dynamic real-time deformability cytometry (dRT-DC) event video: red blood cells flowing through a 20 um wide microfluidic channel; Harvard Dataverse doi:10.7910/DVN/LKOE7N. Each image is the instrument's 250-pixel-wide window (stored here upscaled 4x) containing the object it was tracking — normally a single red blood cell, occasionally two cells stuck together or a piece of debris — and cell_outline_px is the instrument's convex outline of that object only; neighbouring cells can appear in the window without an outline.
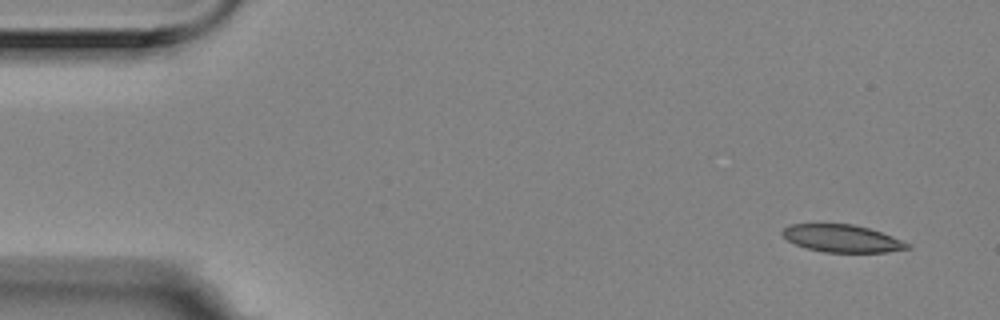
{"species": "Egyptian fruit bat (a non-hibernating species)", "species_latin": "Rousettus aegyptiacus", "temperature_condition": "room temperature", "stored_images_in_passage": 7, "camera_frame_rate_fps": 3000, "um_per_image_px": 0.085, "animal": {"sex": "female"}, "frame": {"image": 1, "passage_image": 1, "time_ms": 0.0, "image_size_px": [1000, 320], "cell_outline_px": [[912, 248], [888, 252], [824, 252], [804, 248], [788, 240], [780, 232], [784, 228], [792, 224], [852, 224], [868, 228], [892, 236], [912, 244]], "centroid_in_image_um": [71.6, 20.28], "position_along_channel_um": 13.4, "area_um2": 20.0}}
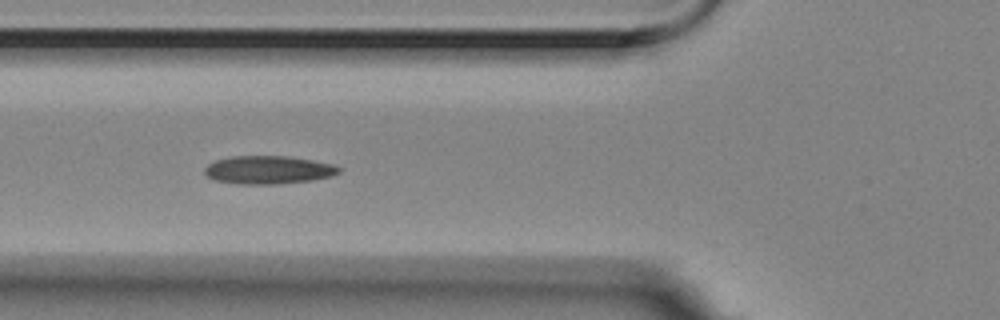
{"frame": {"image": 2, "passage_image": 6, "time_ms": 1.667, "image_size_px": [1000, 320], "cell_outline_px": [[340, 172], [332, 176], [312, 180], [276, 184], [236, 184], [216, 180], [208, 176], [204, 172], [204, 168], [208, 164], [216, 160], [232, 156], [288, 156], [312, 160], [332, 164], [340, 168]], "centroid_in_image_um": [22.8, 14.44], "position_along_channel_um": 103.0, "area_um2": 21.96}}
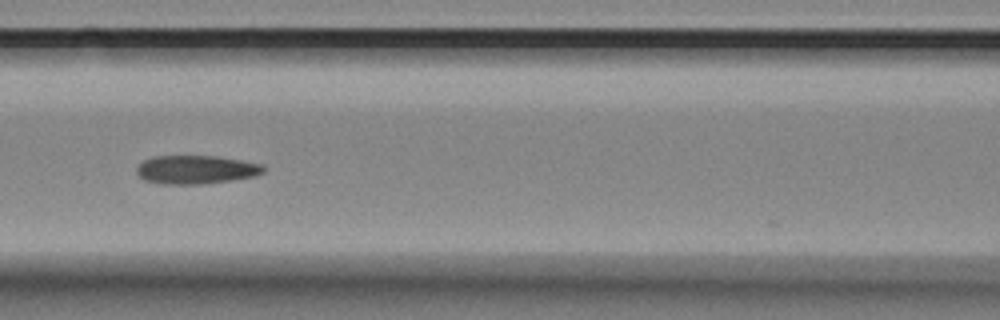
{"frame": {"image": 3, "passage_image": 7, "time_ms": 2.0, "image_size_px": [1000, 320], "cell_outline_px": [[264, 172], [256, 176], [232, 180], [200, 184], [164, 184], [144, 180], [136, 172], [136, 168], [144, 160], [152, 156], [216, 156], [264, 164]], "centroid_in_image_um": [16.67, 14.41], "position_along_channel_um": 149.9, "area_um2": 21.1}}